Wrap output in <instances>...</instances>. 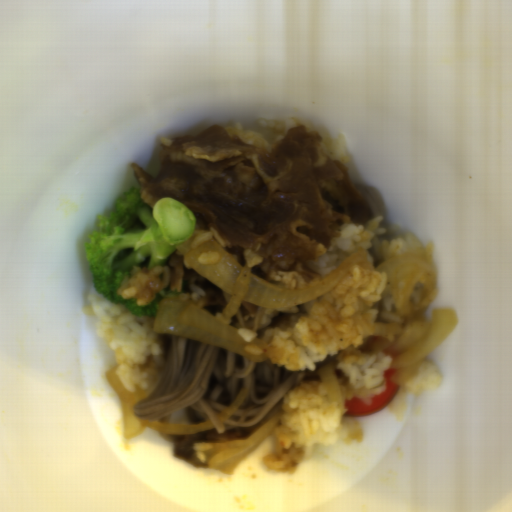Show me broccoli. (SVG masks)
<instances>
[{
	"label": "broccoli",
	"mask_w": 512,
	"mask_h": 512,
	"mask_svg": "<svg viewBox=\"0 0 512 512\" xmlns=\"http://www.w3.org/2000/svg\"><path fill=\"white\" fill-rule=\"evenodd\" d=\"M97 221L98 230L89 233L90 241L80 248L96 291L137 317H157L161 303L182 292L165 287L147 305H137L135 298H123L117 291L134 267L169 266L178 244L195 234L192 210L172 197L158 199L152 208L141 199L139 187H130L116 200L114 210L97 214Z\"/></svg>",
	"instance_id": "obj_1"
}]
</instances>
